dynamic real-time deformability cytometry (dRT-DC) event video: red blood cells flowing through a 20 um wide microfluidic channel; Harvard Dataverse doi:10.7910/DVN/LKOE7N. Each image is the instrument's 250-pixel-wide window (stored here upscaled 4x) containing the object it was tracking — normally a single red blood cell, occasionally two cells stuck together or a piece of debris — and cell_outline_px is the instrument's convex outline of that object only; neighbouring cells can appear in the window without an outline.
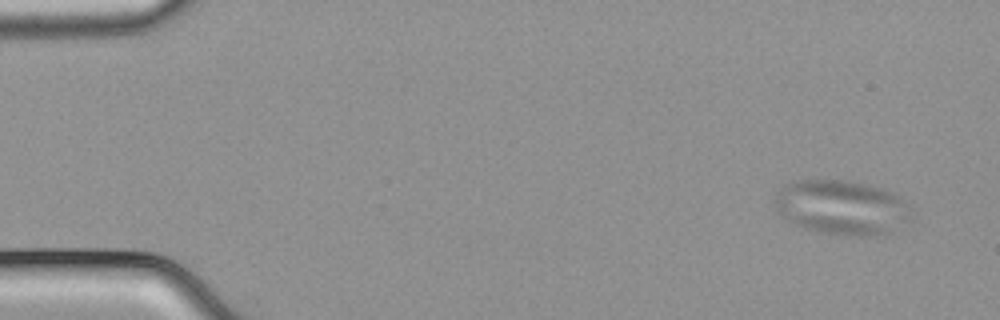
{"species": "common noctule bat (a hibernating species)", "species_latin": "Nyctalus noctula", "temperature_condition": "cold", "stored_images_in_passage": 52, "camera_frame_rate_fps": 3000, "um_per_image_px": 0.085, "animal": {"sex": "male", "body_mass_g": 21.5, "forearm_length_mm": 52.0}, "frame": {"image": 1, "passage_image": 1, "time_ms": 0.0, "image_size_px": [1000, 320], "cell_outline_px": [[912, 220], [892, 232], [876, 236], [860, 236], [816, 232], [804, 228], [780, 216], [776, 212], [772, 200], [776, 192], [784, 184], [796, 180], [844, 180], [884, 188], [900, 196], [912, 208]], "centroid_in_image_um": [71.56, 17.63], "position_along_channel_um": 13.4, "area_um2": 44.33}}